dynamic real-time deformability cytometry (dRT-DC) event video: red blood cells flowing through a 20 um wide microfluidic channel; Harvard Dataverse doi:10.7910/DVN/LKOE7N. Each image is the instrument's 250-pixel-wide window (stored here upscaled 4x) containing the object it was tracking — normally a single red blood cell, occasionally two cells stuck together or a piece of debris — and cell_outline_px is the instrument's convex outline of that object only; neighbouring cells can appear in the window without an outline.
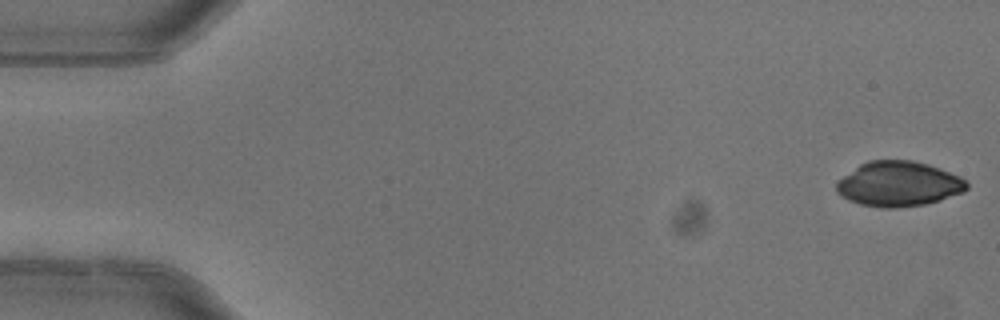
{"species": "common noctule bat (a hibernating species)", "species_latin": "Nyctalus noctula", "temperature_condition": "warm", "stored_images_in_passage": 4, "camera_frame_rate_fps": 3000, "um_per_image_px": 0.085, "animal": {"sex": "female"}, "frame": {"image": 1, "passage_image": 1, "time_ms": 0.0, "image_size_px": [1000, 320], "cell_outline_px": [[968, 188], [964, 192], [940, 200], [924, 204], [896, 208], [880, 208], [860, 204], [848, 200], [840, 196], [836, 192], [836, 180], [860, 164], [868, 160], [912, 160], [928, 164], [940, 168], [960, 176], [968, 184]], "centroid_in_image_um": [76.35, 15.63], "position_along_channel_um": 8.6, "area_um2": 34.45}}